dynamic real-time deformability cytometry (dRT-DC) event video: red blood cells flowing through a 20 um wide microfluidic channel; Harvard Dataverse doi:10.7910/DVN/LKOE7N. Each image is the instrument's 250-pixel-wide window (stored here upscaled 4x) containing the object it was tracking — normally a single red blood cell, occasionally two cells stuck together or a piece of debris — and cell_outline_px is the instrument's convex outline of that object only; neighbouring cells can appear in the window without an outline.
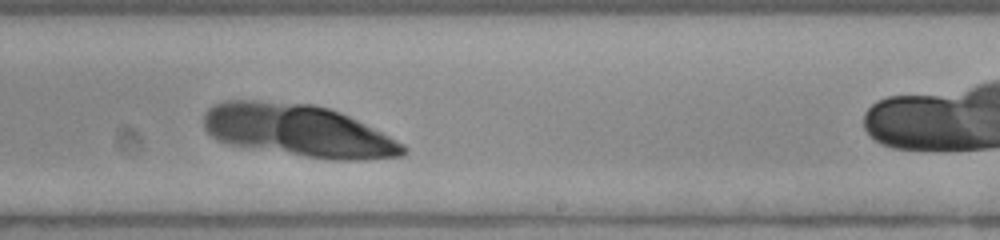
{"species": "human", "species_latin": "Homo sapiens", "temperature_condition": "room temperature", "stored_images_in_passage": 35, "camera_frame_rate_fps": 3000, "um_per_image_px": 0.085, "donor": {"sex": "female"}, "frame": {"image": 1, "passage_image": 19, "time_ms": 6.0, "image_size_px": [1000, 240], "cell_outline_px": [[408, 152], [404, 156], [364, 160], [332, 160], [228, 144], [212, 136], [204, 128], [204, 112], [212, 104], [224, 100], [256, 100], [312, 104], [328, 108], [340, 112], [404, 144], [408, 148]], "centroid_in_image_um": [25.34, 11.1], "position_along_channel_um": 263.7, "area_um2": 60.46}}
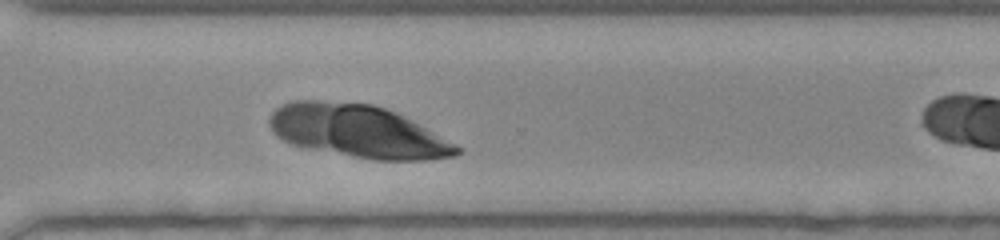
{"frame": {"image": 2, "passage_image": 25, "time_ms": 8.0, "image_size_px": [1000, 240], "cell_outline_px": [[464, 152], [456, 156], [424, 160], [372, 160], [304, 148], [288, 144], [276, 136], [272, 132], [268, 124], [268, 120], [272, 112], [280, 104], [292, 100], [320, 100], [372, 104], [384, 108], [412, 120], [464, 148]], "centroid_in_image_um": [30.39, 11.17], "position_along_channel_um": 340.2, "area_um2": 58.2}}